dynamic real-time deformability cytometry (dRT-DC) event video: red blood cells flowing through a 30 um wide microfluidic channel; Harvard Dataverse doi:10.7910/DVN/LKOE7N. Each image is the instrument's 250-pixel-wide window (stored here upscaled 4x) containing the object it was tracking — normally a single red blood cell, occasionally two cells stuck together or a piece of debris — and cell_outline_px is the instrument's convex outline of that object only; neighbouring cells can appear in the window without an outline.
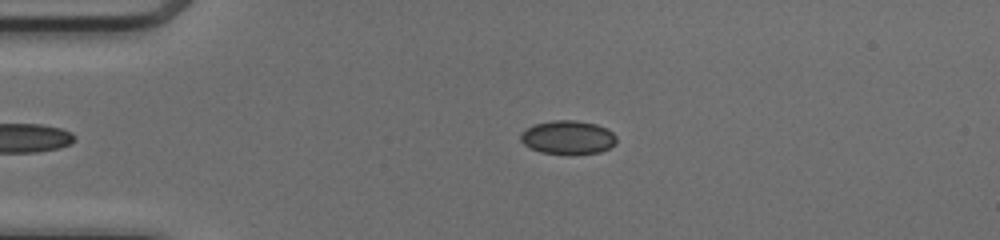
{"species": "common noctule bat (a hibernating species)", "species_latin": "Nyctalus noctula", "temperature_condition": "cold", "stored_images_in_passage": 35, "camera_frame_rate_fps": 3000, "um_per_image_px": 0.085, "animal": {"sex": "female", "body_mass_g": 17.0, "forearm_length_mm": 48.0}, "frame": {"image": 1, "passage_image": 2, "time_ms": 0.333, "image_size_px": [1000, 240], "cell_outline_px": [[616, 144], [600, 152], [572, 156], [540, 152], [524, 144], [520, 140], [520, 136], [528, 128], [536, 124], [552, 120], [576, 120], [596, 124], [608, 128], [616, 136]], "centroid_in_image_um": [48.32, 11.7], "position_along_channel_um": 36.7, "area_um2": 19.07}}
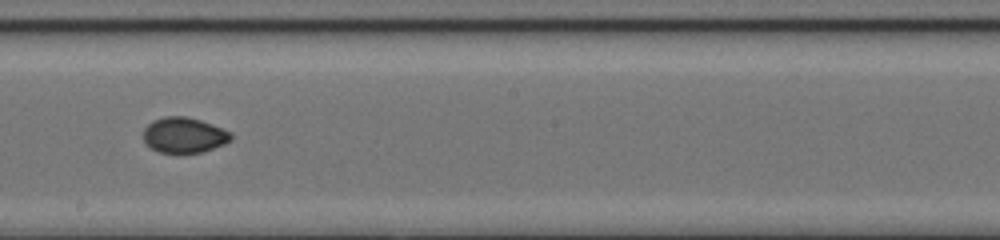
{"frame": {"image": 2, "passage_image": 19, "time_ms": 6.0, "image_size_px": [1000, 240], "cell_outline_px": [[232, 140], [224, 144], [200, 152], [160, 152], [144, 144], [144, 128], [152, 120], [164, 116], [184, 116], [200, 120], [212, 124], [232, 132]], "centroid_in_image_um": [15.64, 11.47], "position_along_channel_um": 232.6, "area_um2": 18.03}}
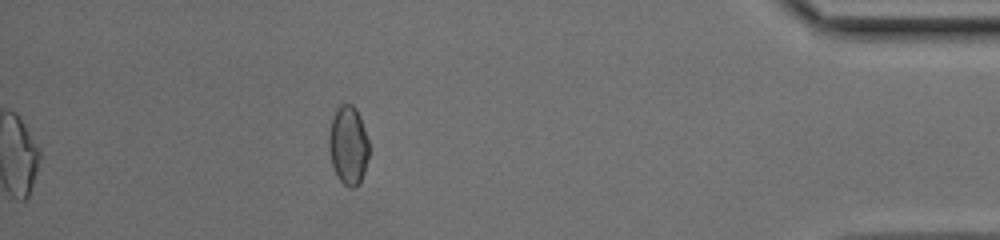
{"frame": {"image": 3, "passage_image": 35, "time_ms": 11.333, "image_size_px": [1000, 240], "cell_outline_px": [[368, 156], [364, 172], [360, 184], [356, 188], [348, 188], [340, 180], [332, 164], [328, 148], [328, 136], [332, 116], [336, 108], [340, 104], [352, 104], [356, 108], [360, 116], [368, 140]], "centroid_in_image_um": [29.59, 12.34], "position_along_channel_um": 405.6, "area_um2": 18.55}, "authors_computed_cell_mechanics": {"area_um2": 18.4382, "velocity_mm_per_s": 4.1548, "shape_relaxation_time_tau1_ms": null, "shape_relaxation_time_tau2_ms": 1.2879, "deformation_change_tau1": null, "deformation_change_tau2": 0.0318}}